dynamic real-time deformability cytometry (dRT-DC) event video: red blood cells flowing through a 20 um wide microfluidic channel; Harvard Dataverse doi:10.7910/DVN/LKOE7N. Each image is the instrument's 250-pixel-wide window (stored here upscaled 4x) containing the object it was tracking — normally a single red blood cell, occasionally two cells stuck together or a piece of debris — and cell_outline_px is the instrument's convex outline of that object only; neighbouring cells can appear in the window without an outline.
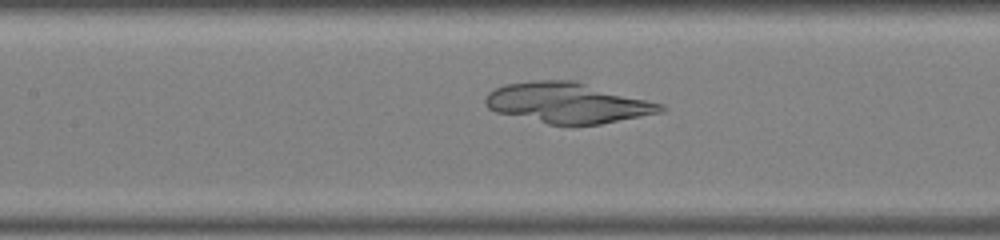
{"species": "common noctule bat (a hibernating species)", "species_latin": "Nyctalus noctula", "temperature_condition": "warm", "stored_images_in_passage": 40, "camera_frame_rate_fps": 3000, "um_per_image_px": 0.085, "animal": {"sex": "male", "body_mass_g": 19.0, "forearm_length_mm": 50.8}, "frame": {"image": 1, "passage_image": 15, "time_ms": 4.667, "image_size_px": [1000, 240], "cell_outline_px": [[668, 108], [664, 112], [600, 124], [548, 124], [496, 112], [488, 108], [484, 104], [484, 96], [488, 92], [504, 84], [532, 80], [576, 80], [664, 104]], "centroid_in_image_um": [48.26, 8.73], "position_along_channel_um": 159.1, "area_um2": 41.62}}
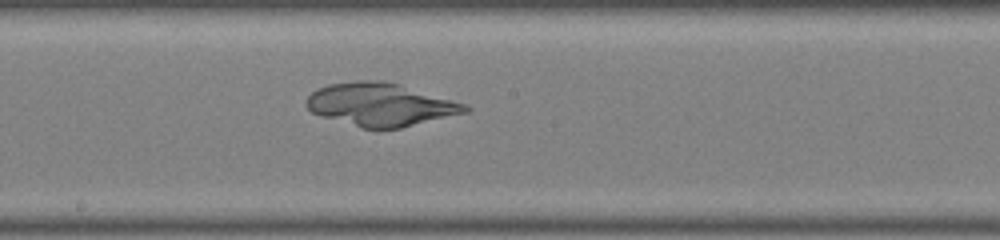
{"frame": {"image": 2, "passage_image": 19, "time_ms": 6.0, "image_size_px": [1000, 240], "cell_outline_px": [[472, 108], [468, 112], [400, 128], [360, 128], [320, 116], [312, 112], [304, 104], [304, 100], [316, 88], [328, 84], [356, 80], [384, 80], [400, 84], [452, 100], [464, 104]], "centroid_in_image_um": [32.29, 8.88], "position_along_channel_um": 215.9, "area_um2": 39.82}}
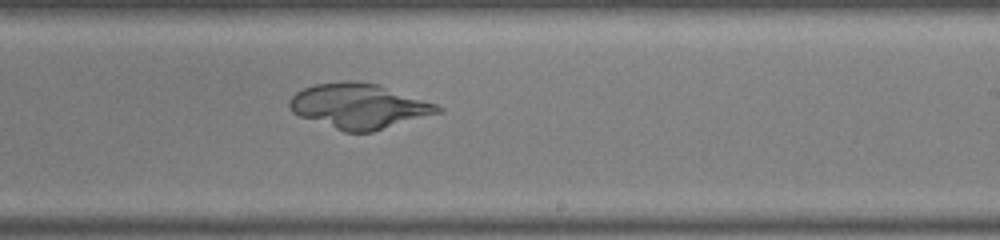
{"frame": {"image": 3, "passage_image": 22, "time_ms": 7.0, "image_size_px": [1000, 240], "cell_outline_px": [[444, 112], [372, 132], [344, 132], [300, 116], [292, 112], [288, 104], [288, 100], [296, 92], [304, 88], [316, 84], [348, 80], [356, 80], [380, 84], [436, 104], [444, 108]], "centroid_in_image_um": [30.55, 9.01], "position_along_channel_um": 258.5, "area_um2": 39.13}}